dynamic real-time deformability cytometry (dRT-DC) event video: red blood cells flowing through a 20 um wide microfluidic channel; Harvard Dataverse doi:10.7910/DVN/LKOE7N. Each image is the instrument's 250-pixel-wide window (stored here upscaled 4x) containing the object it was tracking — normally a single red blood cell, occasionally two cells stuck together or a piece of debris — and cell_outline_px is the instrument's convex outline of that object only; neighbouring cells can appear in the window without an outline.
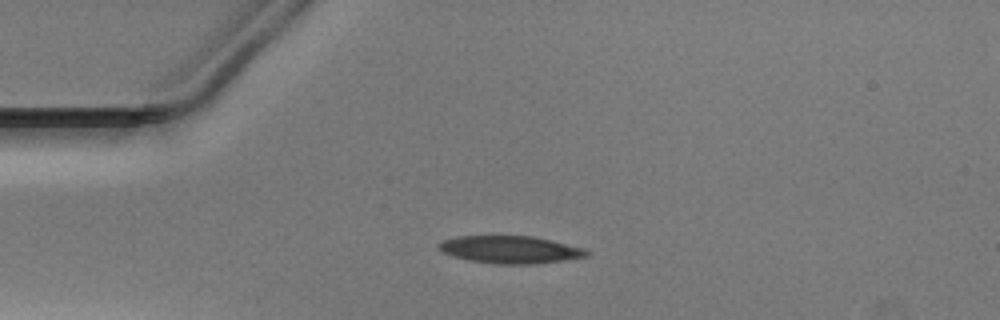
{"species": "Egyptian fruit bat (a non-hibernating species)", "species_latin": "Rousettus aegyptiacus", "temperature_condition": "warm", "stored_images_in_passage": 32, "camera_frame_rate_fps": 3000, "um_per_image_px": 0.085, "animal": {"sex": "male"}, "frame": {"image": 1, "passage_image": 1, "time_ms": 0.0, "image_size_px": [1000, 320], "cell_outline_px": [[592, 252], [588, 256], [536, 264], [492, 264], [468, 260], [452, 256], [436, 248], [436, 244], [440, 240], [456, 236], [532, 236], [552, 240], [584, 248]], "centroid_in_image_um": [43.33, 21.21], "position_along_channel_um": 41.7, "area_um2": 23.99}}
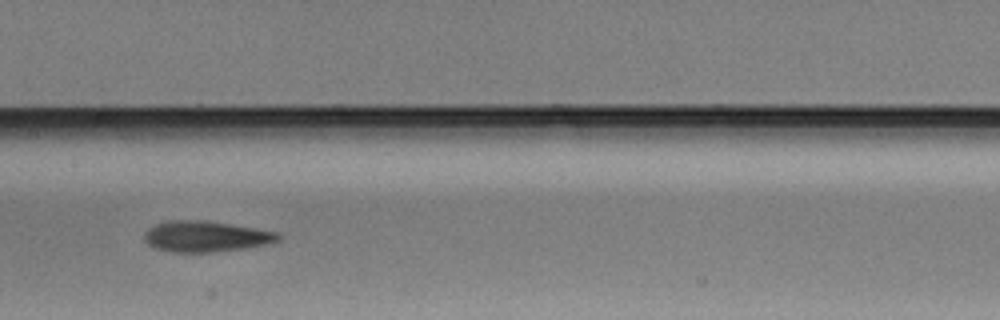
{"frame": {"image": 2, "passage_image": 14, "time_ms": 4.333, "image_size_px": [1000, 320], "cell_outline_px": [[280, 240], [268, 244], [244, 248], [212, 252], [168, 252], [156, 248], [148, 244], [144, 240], [144, 232], [148, 228], [156, 224], [168, 220], [204, 220], [256, 228], [280, 232]], "centroid_in_image_um": [17.49, 20.09], "position_along_channel_um": 189.9, "area_um2": 24.22}}
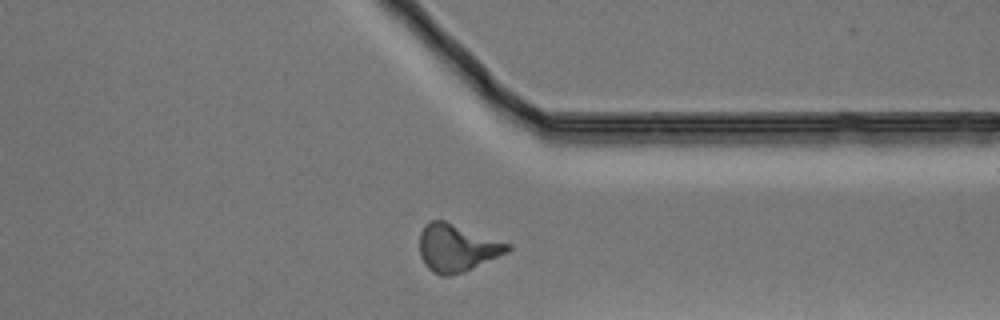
{"frame": {"image": 3, "passage_image": 28, "time_ms": 9.0, "image_size_px": [1000, 320], "cell_outline_px": [[512, 248], [508, 252], [464, 272], [448, 276], [444, 276], [432, 272], [424, 264], [420, 256], [420, 232], [424, 224], [432, 220], [444, 220], [512, 244]], "centroid_in_image_um": [38.83, 21.07], "position_along_channel_um": 372.6, "area_um2": 24.45}}